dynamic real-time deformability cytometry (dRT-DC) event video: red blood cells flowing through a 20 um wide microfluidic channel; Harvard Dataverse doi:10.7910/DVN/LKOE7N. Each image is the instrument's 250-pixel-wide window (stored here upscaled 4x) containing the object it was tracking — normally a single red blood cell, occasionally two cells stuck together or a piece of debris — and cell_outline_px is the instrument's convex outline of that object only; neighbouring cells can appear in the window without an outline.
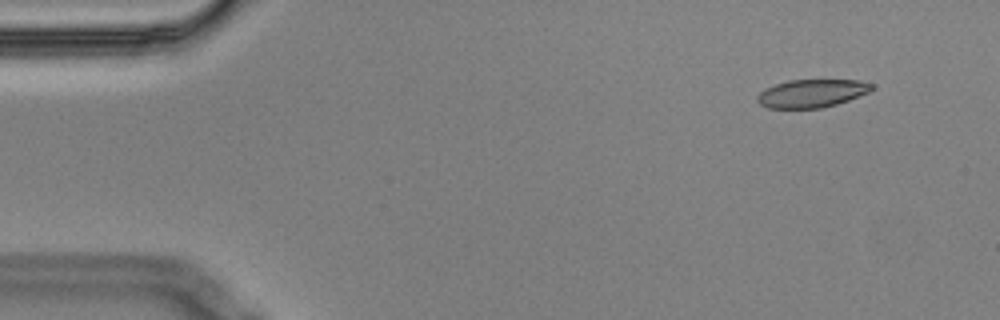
{"species": "Egyptian fruit bat (a non-hibernating species)", "species_latin": "Rousettus aegyptiacus", "temperature_condition": "cold", "stored_images_in_passage": 5, "camera_frame_rate_fps": 3000, "um_per_image_px": 0.085, "animal": {"sex": "male"}, "frame": {"image": 1, "passage_image": 2, "time_ms": 0.333, "image_size_px": [1000, 320], "cell_outline_px": [[876, 88], [872, 92], [836, 104], [820, 108], [768, 108], [760, 104], [756, 100], [756, 96], [764, 88], [788, 80], [860, 80], [872, 84]], "centroid_in_image_um": [69.02, 7.93], "position_along_channel_um": 16.0, "area_um2": 18.9}}
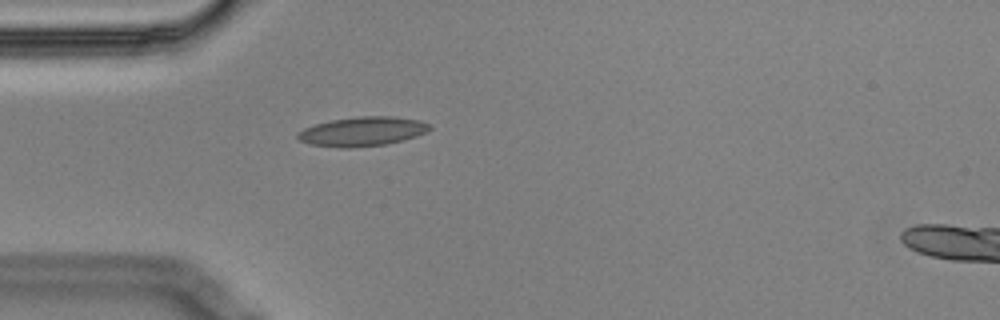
{"frame": {"image": 2, "passage_image": 5, "time_ms": 1.333, "image_size_px": [1000, 320], "cell_outline_px": [[432, 128], [416, 136], [404, 140], [384, 144], [348, 148], [340, 148], [312, 144], [300, 140], [296, 136], [296, 132], [304, 128], [316, 124], [332, 120], [360, 116], [392, 116], [420, 120], [428, 124]], "centroid_in_image_um": [30.79, 11.17], "position_along_channel_um": 54.2, "area_um2": 22.31}}